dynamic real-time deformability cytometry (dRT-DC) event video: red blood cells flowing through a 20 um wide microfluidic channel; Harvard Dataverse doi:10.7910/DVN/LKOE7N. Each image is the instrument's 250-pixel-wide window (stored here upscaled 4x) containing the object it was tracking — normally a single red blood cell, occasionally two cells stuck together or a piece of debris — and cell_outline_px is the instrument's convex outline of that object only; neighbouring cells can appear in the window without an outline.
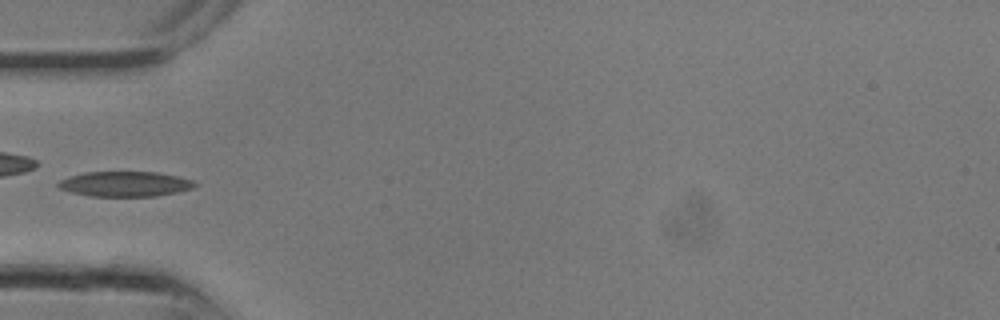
{"species": "common noctule bat (a hibernating species)", "species_latin": "Nyctalus noctula", "temperature_condition": "room temperature", "stored_images_in_passage": 10, "camera_frame_rate_fps": 3000, "um_per_image_px": 0.085, "animal": {"sex": "male", "body_mass_g": 13.3}, "frame": {"image": 1, "passage_image": 9, "time_ms": 2.667, "image_size_px": [1000, 320], "cell_outline_px": [[196, 184], [192, 188], [176, 192], [156, 196], [88, 196], [72, 192], [60, 188], [56, 184], [60, 180], [68, 176], [84, 172], [156, 172], [176, 176], [192, 180]], "centroid_in_image_um": [10.58, 15.63], "position_along_channel_um": 74.4, "area_um2": 19.83}}